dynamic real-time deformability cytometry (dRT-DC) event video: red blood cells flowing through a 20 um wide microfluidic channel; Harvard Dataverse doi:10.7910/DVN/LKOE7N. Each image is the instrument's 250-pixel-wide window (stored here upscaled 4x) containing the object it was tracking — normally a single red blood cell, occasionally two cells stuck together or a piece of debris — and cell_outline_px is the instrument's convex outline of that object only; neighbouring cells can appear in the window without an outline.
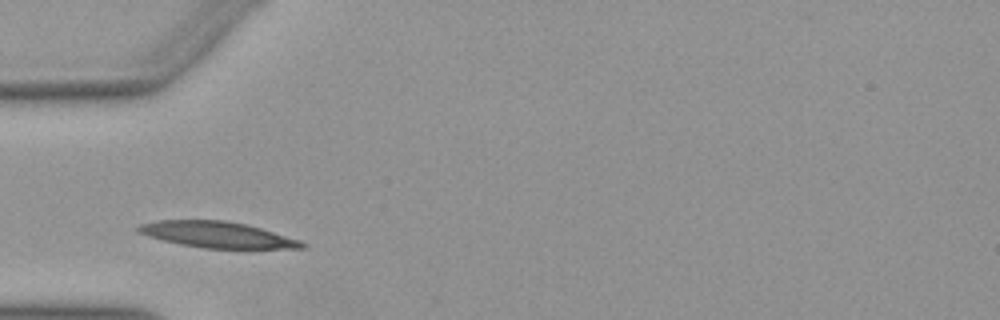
{"species": "Egyptian fruit bat (a non-hibernating species)", "species_latin": "Rousettus aegyptiacus", "temperature_condition": "warm", "stored_images_in_passage": 27, "camera_frame_rate_fps": 3000, "um_per_image_px": 0.085, "animal": {"sex": "female"}, "frame": {"image": 1, "passage_image": 2, "time_ms": 0.333, "image_size_px": [1000, 320], "cell_outline_px": [[308, 248], [204, 248], [180, 244], [148, 236], [136, 232], [136, 228], [140, 224], [160, 220], [224, 220], [248, 224], [300, 240], [308, 244]], "centroid_in_image_um": [18.48, 19.94], "position_along_channel_um": 66.5, "area_um2": 24.8}}
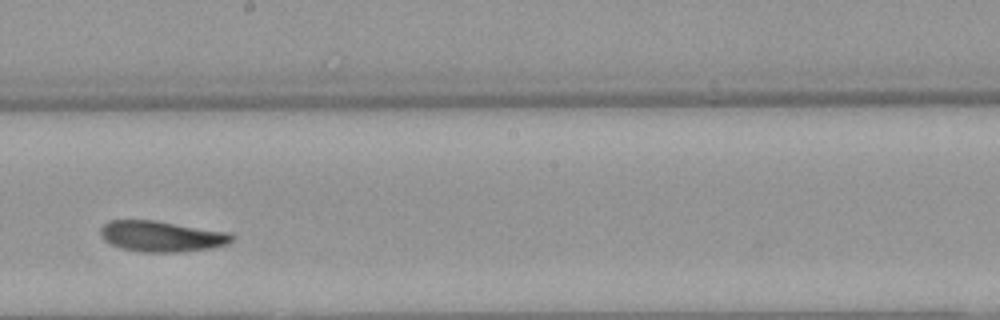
{"frame": {"image": 2, "passage_image": 15, "time_ms": 4.667, "image_size_px": [1000, 320], "cell_outline_px": [[236, 236], [228, 244], [212, 248], [180, 252], [140, 252], [120, 248], [104, 240], [100, 236], [100, 228], [108, 220], [156, 220], [232, 232]], "centroid_in_image_um": [13.77, 20.08], "position_along_channel_um": 234.4, "area_um2": 24.04}}
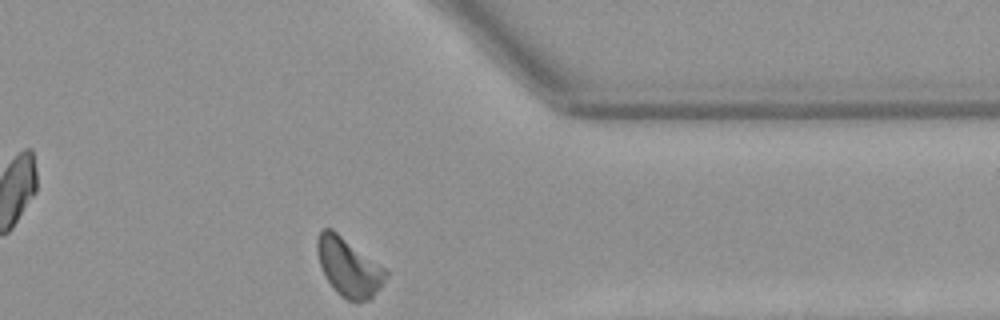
{"frame": {"image": 3, "passage_image": 27, "time_ms": 8.667, "image_size_px": [1000, 320], "cell_outline_px": [[388, 276], [384, 284], [368, 300], [348, 300], [340, 296], [332, 288], [324, 276], [316, 252], [316, 240], [320, 228], [332, 228], [384, 268], [388, 272]], "centroid_in_image_um": [29.6, 22.69], "position_along_channel_um": 381.8, "area_um2": 23.35}, "authors_computed_cell_mechanics": {"area_um2": 23.698, "velocity_mm_per_s": 3.9148, "shape_relaxation_time_tau1_ms": 4.9498, "shape_relaxation_time_tau2_ms": 5.5764, "deformation_change_tau1": 0.1411, "deformation_change_tau2": 0.1203}}